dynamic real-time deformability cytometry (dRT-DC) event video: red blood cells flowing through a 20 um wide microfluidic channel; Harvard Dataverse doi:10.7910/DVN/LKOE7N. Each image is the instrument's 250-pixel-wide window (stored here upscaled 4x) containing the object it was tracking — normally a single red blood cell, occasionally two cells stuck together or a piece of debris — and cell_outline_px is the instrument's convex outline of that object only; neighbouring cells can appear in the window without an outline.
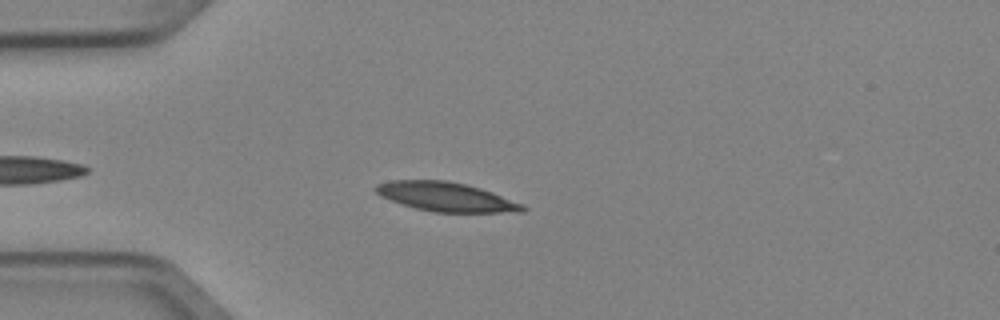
{"species": "Egyptian fruit bat (a non-hibernating species)", "species_latin": "Rousettus aegyptiacus", "temperature_condition": "cold", "stored_images_in_passage": 3, "camera_frame_rate_fps": 3000, "um_per_image_px": 0.085, "animal": {"sex": "female"}, "frame": {"image": 1, "passage_image": 3, "time_ms": 0.667, "image_size_px": [1000, 320], "cell_outline_px": [[528, 208], [524, 212], [436, 212], [416, 208], [380, 196], [372, 188], [376, 184], [392, 180], [444, 180], [464, 184], [480, 188], [492, 192], [524, 204]], "centroid_in_image_um": [37.93, 16.73], "position_along_channel_um": 47.1, "area_um2": 24.8}}